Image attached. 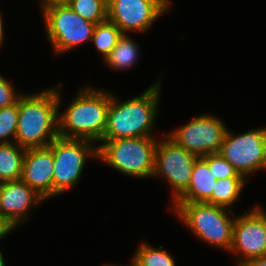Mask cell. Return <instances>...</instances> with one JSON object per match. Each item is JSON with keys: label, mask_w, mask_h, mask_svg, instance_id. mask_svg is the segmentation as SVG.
Here are the masks:
<instances>
[{"label": "cell", "mask_w": 266, "mask_h": 266, "mask_svg": "<svg viewBox=\"0 0 266 266\" xmlns=\"http://www.w3.org/2000/svg\"><path fill=\"white\" fill-rule=\"evenodd\" d=\"M240 266H266V257H259L250 259Z\"/></svg>", "instance_id": "4316f807"}, {"label": "cell", "mask_w": 266, "mask_h": 266, "mask_svg": "<svg viewBox=\"0 0 266 266\" xmlns=\"http://www.w3.org/2000/svg\"><path fill=\"white\" fill-rule=\"evenodd\" d=\"M13 83L0 75V109L15 104L21 93L17 94Z\"/></svg>", "instance_id": "cb8c5ba5"}, {"label": "cell", "mask_w": 266, "mask_h": 266, "mask_svg": "<svg viewBox=\"0 0 266 266\" xmlns=\"http://www.w3.org/2000/svg\"><path fill=\"white\" fill-rule=\"evenodd\" d=\"M169 0H107V19L117 25L122 34L147 32L169 7Z\"/></svg>", "instance_id": "8fae6325"}, {"label": "cell", "mask_w": 266, "mask_h": 266, "mask_svg": "<svg viewBox=\"0 0 266 266\" xmlns=\"http://www.w3.org/2000/svg\"><path fill=\"white\" fill-rule=\"evenodd\" d=\"M16 227L0 214V240L10 234Z\"/></svg>", "instance_id": "d4e9b609"}, {"label": "cell", "mask_w": 266, "mask_h": 266, "mask_svg": "<svg viewBox=\"0 0 266 266\" xmlns=\"http://www.w3.org/2000/svg\"><path fill=\"white\" fill-rule=\"evenodd\" d=\"M69 6L82 18L94 24L107 20V0H71Z\"/></svg>", "instance_id": "44dd1931"}, {"label": "cell", "mask_w": 266, "mask_h": 266, "mask_svg": "<svg viewBox=\"0 0 266 266\" xmlns=\"http://www.w3.org/2000/svg\"><path fill=\"white\" fill-rule=\"evenodd\" d=\"M42 13L47 38L56 54L91 42L96 24L82 18L69 5L53 6Z\"/></svg>", "instance_id": "ba28073f"}, {"label": "cell", "mask_w": 266, "mask_h": 266, "mask_svg": "<svg viewBox=\"0 0 266 266\" xmlns=\"http://www.w3.org/2000/svg\"><path fill=\"white\" fill-rule=\"evenodd\" d=\"M122 35L119 27L107 19L95 25L91 41L105 60Z\"/></svg>", "instance_id": "ffe728a7"}, {"label": "cell", "mask_w": 266, "mask_h": 266, "mask_svg": "<svg viewBox=\"0 0 266 266\" xmlns=\"http://www.w3.org/2000/svg\"><path fill=\"white\" fill-rule=\"evenodd\" d=\"M219 153L245 179L266 169V126L235 135L227 129Z\"/></svg>", "instance_id": "52a82bcc"}, {"label": "cell", "mask_w": 266, "mask_h": 266, "mask_svg": "<svg viewBox=\"0 0 266 266\" xmlns=\"http://www.w3.org/2000/svg\"><path fill=\"white\" fill-rule=\"evenodd\" d=\"M100 143L98 159L111 168L133 178L153 177L156 136L101 140Z\"/></svg>", "instance_id": "5b68a950"}, {"label": "cell", "mask_w": 266, "mask_h": 266, "mask_svg": "<svg viewBox=\"0 0 266 266\" xmlns=\"http://www.w3.org/2000/svg\"><path fill=\"white\" fill-rule=\"evenodd\" d=\"M162 246L154 248L153 246L142 243L136 251L130 266H176L174 258Z\"/></svg>", "instance_id": "d6986e66"}, {"label": "cell", "mask_w": 266, "mask_h": 266, "mask_svg": "<svg viewBox=\"0 0 266 266\" xmlns=\"http://www.w3.org/2000/svg\"><path fill=\"white\" fill-rule=\"evenodd\" d=\"M54 159L49 147L26 149L21 180L44 200L53 197Z\"/></svg>", "instance_id": "5bb4252c"}, {"label": "cell", "mask_w": 266, "mask_h": 266, "mask_svg": "<svg viewBox=\"0 0 266 266\" xmlns=\"http://www.w3.org/2000/svg\"><path fill=\"white\" fill-rule=\"evenodd\" d=\"M103 266H121V265H120V264H119V265H117V264H113V265H112V264L109 263V264H105V265H103Z\"/></svg>", "instance_id": "f546056e"}, {"label": "cell", "mask_w": 266, "mask_h": 266, "mask_svg": "<svg viewBox=\"0 0 266 266\" xmlns=\"http://www.w3.org/2000/svg\"><path fill=\"white\" fill-rule=\"evenodd\" d=\"M4 26H3V16L0 11V47L2 46V43L4 41Z\"/></svg>", "instance_id": "83f0119b"}, {"label": "cell", "mask_w": 266, "mask_h": 266, "mask_svg": "<svg viewBox=\"0 0 266 266\" xmlns=\"http://www.w3.org/2000/svg\"><path fill=\"white\" fill-rule=\"evenodd\" d=\"M229 252L241 255L236 262L266 257V212L256 204L250 211L235 216L233 242Z\"/></svg>", "instance_id": "7c38bea8"}, {"label": "cell", "mask_w": 266, "mask_h": 266, "mask_svg": "<svg viewBox=\"0 0 266 266\" xmlns=\"http://www.w3.org/2000/svg\"><path fill=\"white\" fill-rule=\"evenodd\" d=\"M25 151L15 142L0 143V183L21 179Z\"/></svg>", "instance_id": "2e32d148"}, {"label": "cell", "mask_w": 266, "mask_h": 266, "mask_svg": "<svg viewBox=\"0 0 266 266\" xmlns=\"http://www.w3.org/2000/svg\"><path fill=\"white\" fill-rule=\"evenodd\" d=\"M110 91L82 87L64 112L58 113L59 136L68 139H85L101 142L106 127Z\"/></svg>", "instance_id": "3957f363"}, {"label": "cell", "mask_w": 266, "mask_h": 266, "mask_svg": "<svg viewBox=\"0 0 266 266\" xmlns=\"http://www.w3.org/2000/svg\"><path fill=\"white\" fill-rule=\"evenodd\" d=\"M94 145V142L89 140L60 136L48 145L54 159L53 196L60 195L79 184L87 163L86 159H98V146Z\"/></svg>", "instance_id": "8992f818"}, {"label": "cell", "mask_w": 266, "mask_h": 266, "mask_svg": "<svg viewBox=\"0 0 266 266\" xmlns=\"http://www.w3.org/2000/svg\"><path fill=\"white\" fill-rule=\"evenodd\" d=\"M43 200L21 179L0 183V214L16 228L27 220L30 209Z\"/></svg>", "instance_id": "4fadbf2b"}, {"label": "cell", "mask_w": 266, "mask_h": 266, "mask_svg": "<svg viewBox=\"0 0 266 266\" xmlns=\"http://www.w3.org/2000/svg\"><path fill=\"white\" fill-rule=\"evenodd\" d=\"M173 212L196 236L206 243L230 251L235 217L232 209L200 203H172ZM229 213H228V212Z\"/></svg>", "instance_id": "277c9868"}, {"label": "cell", "mask_w": 266, "mask_h": 266, "mask_svg": "<svg viewBox=\"0 0 266 266\" xmlns=\"http://www.w3.org/2000/svg\"><path fill=\"white\" fill-rule=\"evenodd\" d=\"M18 98V124L15 143L24 149L44 148L59 136L60 87Z\"/></svg>", "instance_id": "6da1fadb"}, {"label": "cell", "mask_w": 266, "mask_h": 266, "mask_svg": "<svg viewBox=\"0 0 266 266\" xmlns=\"http://www.w3.org/2000/svg\"><path fill=\"white\" fill-rule=\"evenodd\" d=\"M213 174L208 163L202 157L198 158L193 166L190 184L172 203L206 202L211 197L217 181Z\"/></svg>", "instance_id": "9a60e30c"}, {"label": "cell", "mask_w": 266, "mask_h": 266, "mask_svg": "<svg viewBox=\"0 0 266 266\" xmlns=\"http://www.w3.org/2000/svg\"><path fill=\"white\" fill-rule=\"evenodd\" d=\"M245 178H226L216 181L211 197L205 202L216 206L230 208L240 198Z\"/></svg>", "instance_id": "ac0fdd59"}, {"label": "cell", "mask_w": 266, "mask_h": 266, "mask_svg": "<svg viewBox=\"0 0 266 266\" xmlns=\"http://www.w3.org/2000/svg\"><path fill=\"white\" fill-rule=\"evenodd\" d=\"M159 139L155 153L154 177H164L173 192L174 202L188 187L193 166L199 158L176 144L167 135Z\"/></svg>", "instance_id": "30bf717a"}, {"label": "cell", "mask_w": 266, "mask_h": 266, "mask_svg": "<svg viewBox=\"0 0 266 266\" xmlns=\"http://www.w3.org/2000/svg\"><path fill=\"white\" fill-rule=\"evenodd\" d=\"M161 78L139 96L118 100L111 93L107 127L102 140L152 137L161 93ZM153 134V135H152Z\"/></svg>", "instance_id": "7a4b0ae2"}, {"label": "cell", "mask_w": 266, "mask_h": 266, "mask_svg": "<svg viewBox=\"0 0 266 266\" xmlns=\"http://www.w3.org/2000/svg\"><path fill=\"white\" fill-rule=\"evenodd\" d=\"M3 257H4V256H3V254L1 253V249H0V266H6Z\"/></svg>", "instance_id": "f1b7e54d"}, {"label": "cell", "mask_w": 266, "mask_h": 266, "mask_svg": "<svg viewBox=\"0 0 266 266\" xmlns=\"http://www.w3.org/2000/svg\"><path fill=\"white\" fill-rule=\"evenodd\" d=\"M209 165L213 175L219 179L244 178L235 168L220 154L213 153L202 157Z\"/></svg>", "instance_id": "603a6c76"}, {"label": "cell", "mask_w": 266, "mask_h": 266, "mask_svg": "<svg viewBox=\"0 0 266 266\" xmlns=\"http://www.w3.org/2000/svg\"><path fill=\"white\" fill-rule=\"evenodd\" d=\"M227 129L228 127L220 118L201 114L166 135L200 158L219 153Z\"/></svg>", "instance_id": "9c48e42d"}, {"label": "cell", "mask_w": 266, "mask_h": 266, "mask_svg": "<svg viewBox=\"0 0 266 266\" xmlns=\"http://www.w3.org/2000/svg\"><path fill=\"white\" fill-rule=\"evenodd\" d=\"M17 124L18 100L15 104L0 109V143L15 142Z\"/></svg>", "instance_id": "7402d4cb"}, {"label": "cell", "mask_w": 266, "mask_h": 266, "mask_svg": "<svg viewBox=\"0 0 266 266\" xmlns=\"http://www.w3.org/2000/svg\"><path fill=\"white\" fill-rule=\"evenodd\" d=\"M71 0H41L42 12L53 6L69 5Z\"/></svg>", "instance_id": "484cf974"}, {"label": "cell", "mask_w": 266, "mask_h": 266, "mask_svg": "<svg viewBox=\"0 0 266 266\" xmlns=\"http://www.w3.org/2000/svg\"><path fill=\"white\" fill-rule=\"evenodd\" d=\"M139 51L137 43L127 34H123L104 62L111 69L124 71L138 62Z\"/></svg>", "instance_id": "e0dca14e"}]
</instances>
